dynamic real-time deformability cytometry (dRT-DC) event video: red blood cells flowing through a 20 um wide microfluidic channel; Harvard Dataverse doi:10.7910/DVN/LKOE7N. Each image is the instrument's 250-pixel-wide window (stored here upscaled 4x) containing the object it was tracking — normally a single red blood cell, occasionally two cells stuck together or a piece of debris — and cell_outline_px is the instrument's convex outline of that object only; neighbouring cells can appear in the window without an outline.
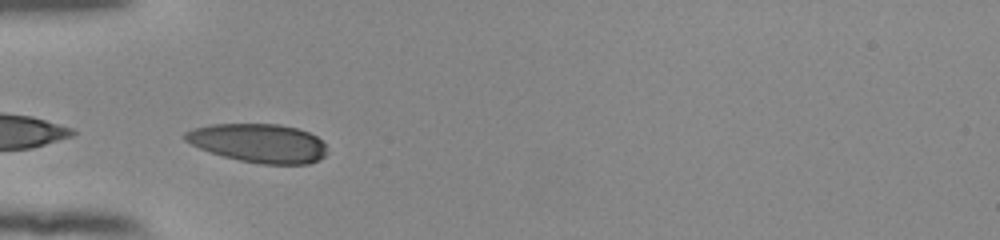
{"species": "human", "species_latin": "Homo sapiens", "temperature_condition": "room temperature", "stored_images_in_passage": 37, "camera_frame_rate_fps": 3000, "um_per_image_px": 0.085, "donor": {"sex": "female"}, "frame": {"image": 1, "passage_image": 1, "time_ms": 0.0, "image_size_px": [1000, 240], "cell_outline_px": [[324, 156], [320, 160], [308, 164], [260, 164], [240, 160], [224, 156], [200, 148], [184, 140], [184, 132], [192, 128], [212, 124], [280, 124], [296, 128], [308, 132], [316, 136], [324, 144]], "centroid_in_image_um": [21.96, 12.16], "position_along_channel_um": 63.0, "area_um2": 31.85}}
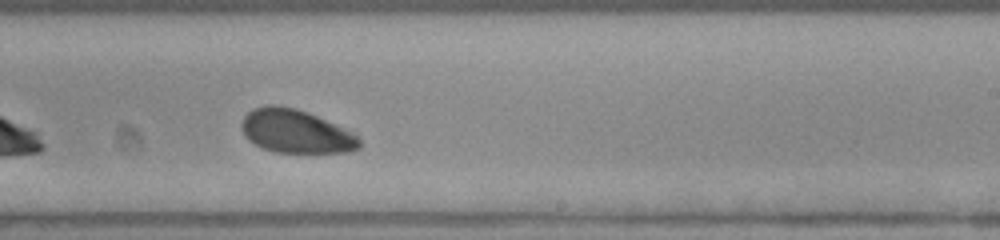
{"frame": {"image": 2, "passage_image": 17, "time_ms": 5.333, "image_size_px": [1000, 240], "cell_outline_px": [[360, 148], [348, 152], [276, 152], [264, 148], [248, 140], [244, 136], [240, 128], [240, 124], [244, 116], [252, 108], [264, 104], [276, 104], [296, 108], [308, 112], [344, 128], [352, 132], [360, 140]], "centroid_in_image_um": [25.09, 11.14], "position_along_channel_um": 263.9, "area_um2": 29.94}}
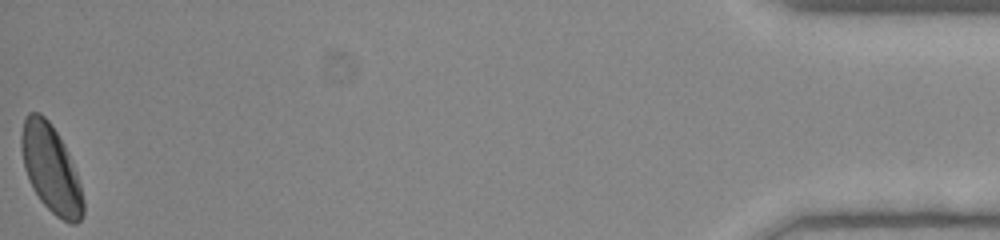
{"frame": {"image": 3, "passage_image": 37, "time_ms": 12.0, "image_size_px": [1000, 240], "cell_outline_px": [[84, 216], [76, 224], [72, 224], [56, 216], [40, 200], [32, 188], [24, 168], [20, 148], [20, 136], [24, 116], [28, 112], [40, 112], [48, 120], [64, 144], [68, 152], [76, 172], [80, 184], [84, 200]], "centroid_in_image_um": [4.31, 14.34], "position_along_channel_um": 430.9, "area_um2": 31.79}, "authors_computed_cell_mechanics": {"area_um2": 31.0964, "velocity_mm_per_s": 3.8462, "shape_relaxation_time_tau1_ms": 3.2848, "shape_relaxation_time_tau2_ms": null, "deformation_change_tau1": 0.1163, "deformation_change_tau2": null}}